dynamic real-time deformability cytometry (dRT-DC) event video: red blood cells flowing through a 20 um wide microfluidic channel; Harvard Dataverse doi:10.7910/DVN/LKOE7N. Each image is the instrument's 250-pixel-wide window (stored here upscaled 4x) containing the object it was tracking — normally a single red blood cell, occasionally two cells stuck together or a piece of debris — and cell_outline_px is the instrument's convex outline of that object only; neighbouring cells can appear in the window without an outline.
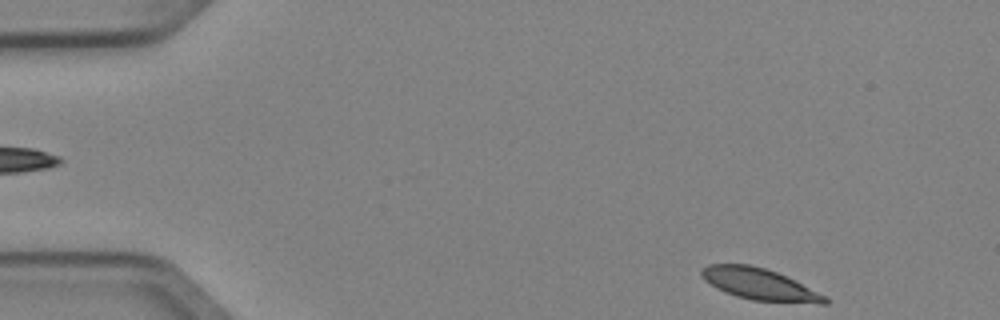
{"species": "Egyptian fruit bat (a non-hibernating species)", "species_latin": "Rousettus aegyptiacus", "temperature_condition": "cold", "stored_images_in_passage": 6, "segment_of_instrument_passage": [2, 2], "camera_frame_rate_fps": 3000, "um_per_image_px": 0.085, "animal": {"sex": "female"}, "frame": {"image": 1, "passage_image": 6, "time_ms": 1.667, "image_size_px": [1000, 320], "cell_outline_px": [[828, 304], [820, 304], [752, 300], [736, 296], [724, 292], [716, 288], [704, 280], [700, 276], [700, 268], [708, 264], [748, 264], [764, 268], [776, 272], [828, 296]], "centroid_in_image_um": [64.53, 24.16], "position_along_channel_um": 20.5, "area_um2": 22.77}}